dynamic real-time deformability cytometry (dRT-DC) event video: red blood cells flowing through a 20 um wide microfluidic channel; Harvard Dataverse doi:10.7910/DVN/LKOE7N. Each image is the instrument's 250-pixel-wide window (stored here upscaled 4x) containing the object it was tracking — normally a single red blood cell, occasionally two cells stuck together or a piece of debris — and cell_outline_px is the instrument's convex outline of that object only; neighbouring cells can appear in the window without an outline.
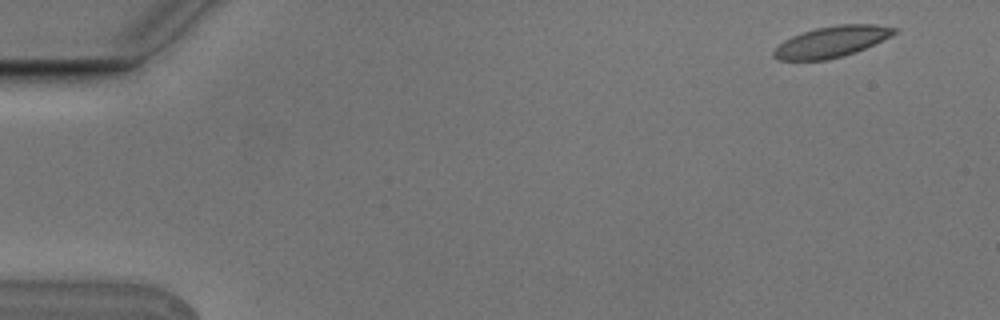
{"species": "Egyptian fruit bat (a non-hibernating species)", "species_latin": "Rousettus aegyptiacus", "temperature_condition": "cold", "stored_images_in_passage": 6, "camera_frame_rate_fps": 3000, "um_per_image_px": 0.085, "animal": {"sex": "male"}, "frame": {"image": 1, "passage_image": 1, "time_ms": 0.0, "image_size_px": [1000, 320], "cell_outline_px": [[900, 28], [896, 32], [856, 52], [844, 56], [828, 60], [776, 60], [772, 56], [772, 52], [784, 40], [792, 36], [816, 28], [836, 24], [876, 24]], "centroid_in_image_um": [70.65, 3.55], "position_along_channel_um": 14.3, "area_um2": 21.68}}
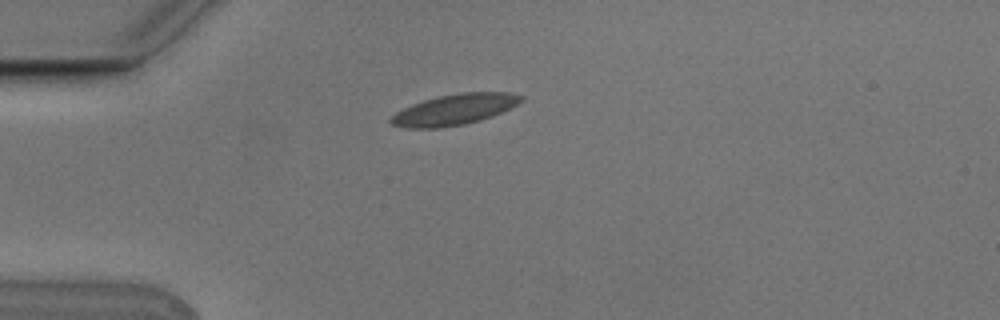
{"frame": {"image": 2, "passage_image": 4, "time_ms": 1.0, "image_size_px": [1000, 320], "cell_outline_px": [[524, 100], [492, 116], [480, 120], [464, 124], [440, 128], [408, 128], [392, 124], [388, 120], [396, 112], [412, 104], [424, 100], [440, 96], [460, 92], [508, 92], [524, 96]], "centroid_in_image_um": [38.62, 9.31], "position_along_channel_um": 46.4, "area_um2": 23.12}}